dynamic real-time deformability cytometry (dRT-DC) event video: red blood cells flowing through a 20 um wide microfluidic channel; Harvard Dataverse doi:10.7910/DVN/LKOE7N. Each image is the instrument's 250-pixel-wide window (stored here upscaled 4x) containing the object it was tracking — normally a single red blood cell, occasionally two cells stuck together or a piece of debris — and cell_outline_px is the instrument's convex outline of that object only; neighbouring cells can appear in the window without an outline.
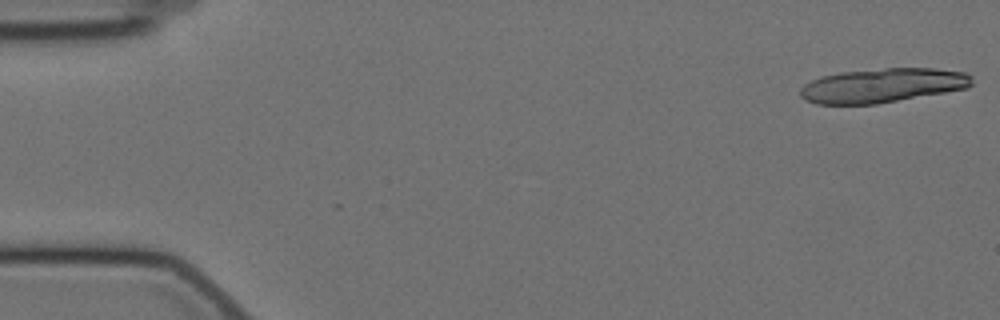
{"species": "Egyptian fruit bat (a non-hibernating species)", "species_latin": "Rousettus aegyptiacus", "temperature_condition": "cold", "stored_images_in_passage": 21, "camera_frame_rate_fps": 3000, "um_per_image_px": 0.085, "animal": {"sex": "female"}, "frame": {"image": 1, "passage_image": 1, "time_ms": 0.0, "image_size_px": [1000, 320], "cell_outline_px": [[972, 84], [968, 88], [876, 104], [816, 104], [804, 100], [800, 96], [800, 88], [804, 84], [820, 76], [840, 72], [884, 68], [936, 68], [968, 72], [972, 76]], "centroid_in_image_um": [75.02, 7.25], "position_along_channel_um": 10.0, "area_um2": 34.51}}
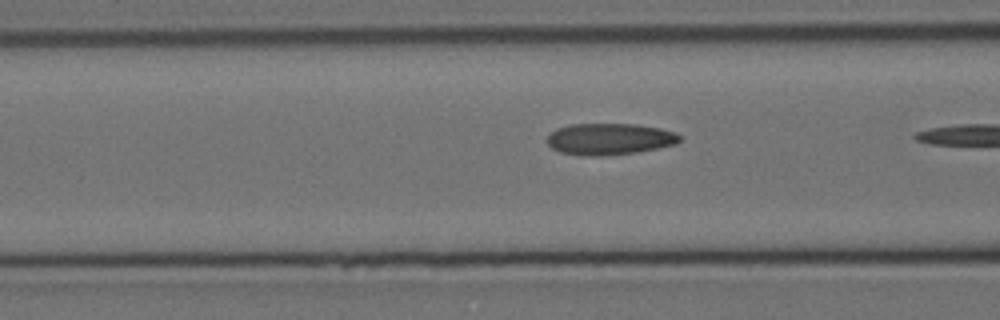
{"frame": {"image": 2, "passage_image": 20, "time_ms": 6.333, "image_size_px": [1000, 320], "cell_outline_px": [[680, 140], [676, 144], [636, 152], [604, 156], [584, 156], [560, 152], [552, 148], [548, 144], [548, 136], [556, 128], [572, 124], [636, 124], [660, 128], [676, 132], [680, 136]], "centroid_in_image_um": [51.81, 11.82], "position_along_channel_um": 114.8, "area_um2": 24.33}}